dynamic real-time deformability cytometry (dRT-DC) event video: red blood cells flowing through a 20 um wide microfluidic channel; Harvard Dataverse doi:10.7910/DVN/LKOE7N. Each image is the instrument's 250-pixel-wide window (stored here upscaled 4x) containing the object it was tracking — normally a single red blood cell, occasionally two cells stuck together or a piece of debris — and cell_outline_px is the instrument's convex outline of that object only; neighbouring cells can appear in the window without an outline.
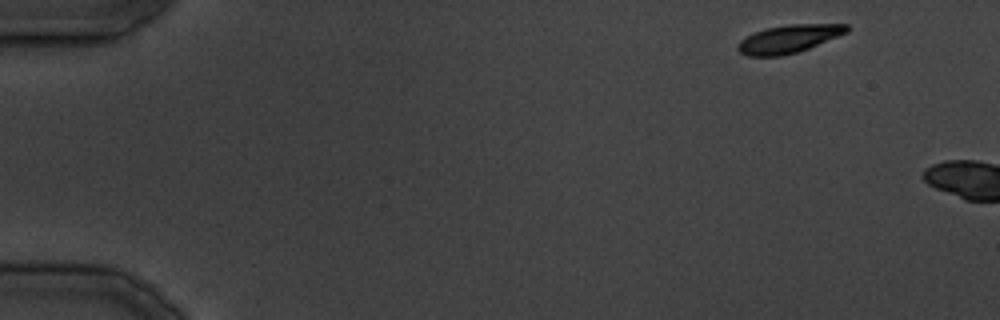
{"species": "common noctule bat (a hibernating species)", "species_latin": "Nyctalus noctula", "temperature_condition": "cold", "stored_images_in_passage": 8, "camera_frame_rate_fps": 3000, "um_per_image_px": 0.085, "animal": {"sex": "male", "body_mass_g": 19.5, "forearm_length_mm": 54.6}, "frame": {"image": 1, "passage_image": 1, "time_ms": 0.0, "image_size_px": [1000, 320], "cell_outline_px": [[848, 32], [808, 48], [796, 52], [780, 56], [748, 56], [740, 52], [736, 48], [736, 44], [740, 40], [764, 28], [788, 24], [848, 24]], "centroid_in_image_um": [67.01, 3.3], "position_along_channel_um": 18.0, "area_um2": 17.63}}